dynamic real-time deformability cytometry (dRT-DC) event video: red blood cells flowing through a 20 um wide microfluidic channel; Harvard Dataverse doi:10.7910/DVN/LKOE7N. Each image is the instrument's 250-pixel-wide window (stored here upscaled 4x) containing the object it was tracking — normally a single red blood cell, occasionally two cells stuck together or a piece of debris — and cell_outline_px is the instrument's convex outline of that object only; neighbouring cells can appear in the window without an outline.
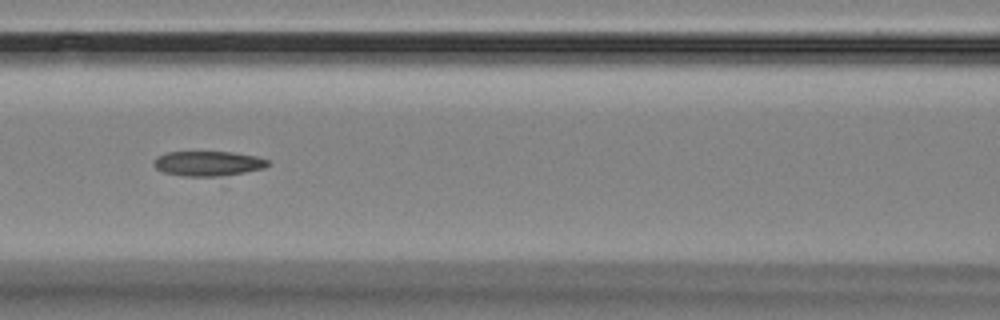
{"species": "Egyptian fruit bat (a non-hibernating species)", "species_latin": "Rousettus aegyptiacus", "temperature_condition": "room temperature", "stored_images_in_passage": 11, "camera_frame_rate_fps": 3000, "um_per_image_px": 0.085, "animal": {"sex": "female"}, "frame": {"image": 1, "passage_image": 8, "time_ms": 8.0, "image_size_px": [1000, 320], "cell_outline_px": [[272, 164], [224, 188], [164, 172], [156, 168], [152, 164], [152, 160], [156, 156], [168, 152], [232, 152], [256, 156], [268, 160]], "centroid_in_image_um": [17.89, 14.13], "position_along_channel_um": 148.7, "area_um2": 20.4}}
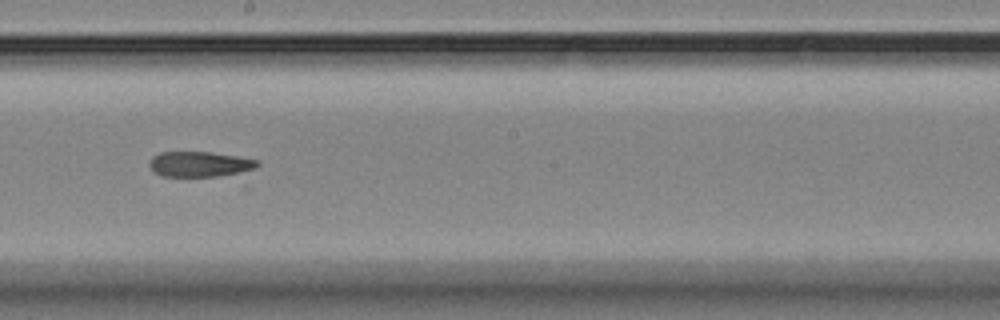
{"frame": {"image": 2, "passage_image": 10, "time_ms": 10.333, "image_size_px": [1000, 320], "cell_outline_px": [[260, 164], [256, 168], [248, 172], [216, 176], [160, 176], [152, 172], [148, 164], [152, 156], [160, 152], [212, 152], [236, 156], [256, 160]], "centroid_in_image_um": [16.96, 13.96], "position_along_channel_um": 231.2, "area_um2": 16.13}}
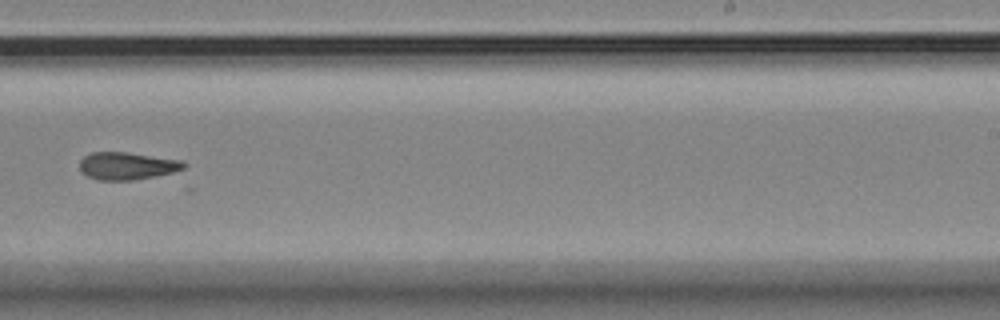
{"frame": {"image": 3, "passage_image": 11, "time_ms": 11.667, "image_size_px": [1000, 320], "cell_outline_px": [[188, 164], [184, 168], [172, 172], [156, 176], [132, 180], [96, 180], [88, 176], [80, 168], [80, 160], [84, 156], [92, 152], [128, 152], [184, 160]], "centroid_in_image_um": [10.84, 14.09], "position_along_channel_um": 278.2, "area_um2": 16.76}}